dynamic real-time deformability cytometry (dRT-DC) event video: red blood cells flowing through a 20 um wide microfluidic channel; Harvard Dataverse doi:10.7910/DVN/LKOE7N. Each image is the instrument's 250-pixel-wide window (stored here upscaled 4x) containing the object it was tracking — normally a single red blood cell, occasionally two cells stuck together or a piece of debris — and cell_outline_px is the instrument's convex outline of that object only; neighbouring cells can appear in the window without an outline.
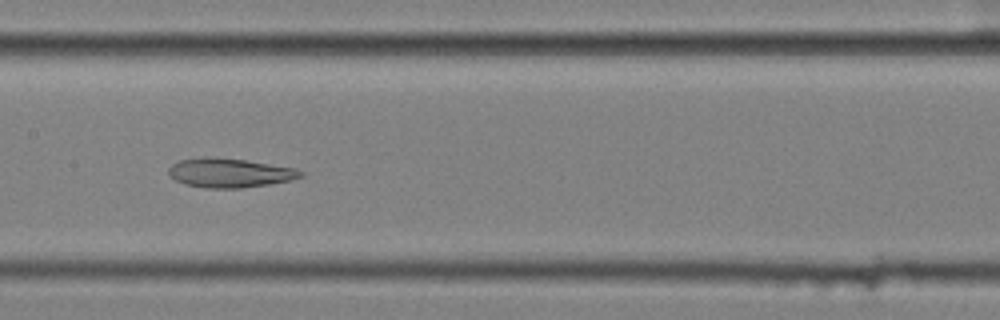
{"species": "common noctule bat (a hibernating species)", "species_latin": "Nyctalus noctula", "temperature_condition": "cold", "stored_images_in_passage": 14, "camera_frame_rate_fps": 3000, "um_per_image_px": 0.085, "animal": {"sex": "female", "body_mass_g": 25.1}, "frame": {"image": 1, "passage_image": 7, "time_ms": 2.0, "image_size_px": [1000, 320], "cell_outline_px": [[304, 176], [292, 180], [268, 184], [240, 188], [204, 188], [184, 184], [176, 180], [168, 172], [168, 168], [172, 164], [180, 160], [204, 156], [244, 160], [296, 168], [304, 172]], "centroid_in_image_um": [19.53, 14.69], "position_along_channel_um": 187.9, "area_um2": 22.43}}
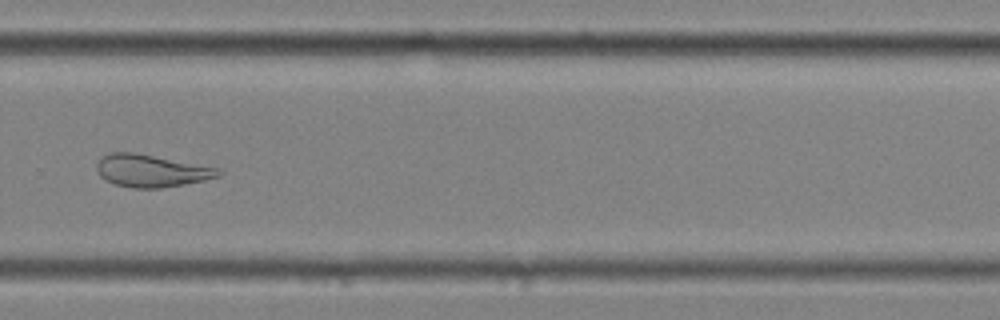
{"frame": {"image": 2, "passage_image": 10, "time_ms": 3.0, "image_size_px": [1000, 320], "cell_outline_px": [[224, 172], [220, 176], [204, 180], [184, 184], [160, 188], [132, 188], [112, 184], [104, 180], [100, 176], [96, 168], [96, 164], [104, 156], [112, 152], [136, 152], [220, 168]], "centroid_in_image_um": [12.87, 14.52], "position_along_channel_um": 316.9, "area_um2": 23.18}}
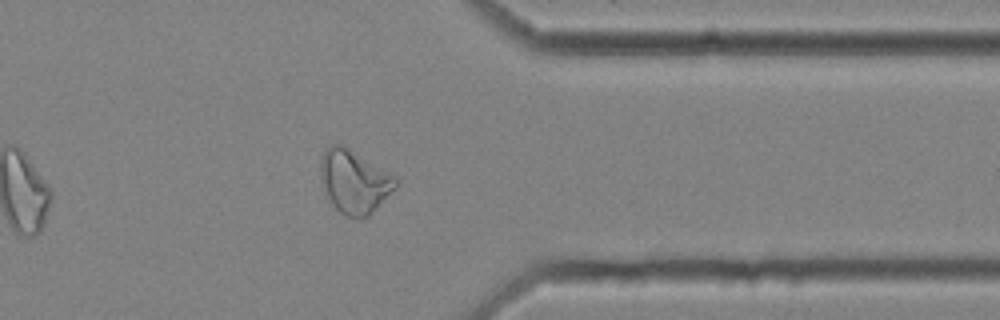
{"frame": {"image": 3, "passage_image": 12, "time_ms": 3.667, "image_size_px": [1000, 320], "cell_outline_px": [[400, 180], [396, 188], [364, 220], [360, 220], [344, 216], [332, 204], [324, 188], [320, 172], [320, 164], [324, 152], [332, 144], [340, 144], [348, 148], [396, 176]], "centroid_in_image_um": [30.14, 15.47], "position_along_channel_um": 381.3, "area_um2": 27.57}}